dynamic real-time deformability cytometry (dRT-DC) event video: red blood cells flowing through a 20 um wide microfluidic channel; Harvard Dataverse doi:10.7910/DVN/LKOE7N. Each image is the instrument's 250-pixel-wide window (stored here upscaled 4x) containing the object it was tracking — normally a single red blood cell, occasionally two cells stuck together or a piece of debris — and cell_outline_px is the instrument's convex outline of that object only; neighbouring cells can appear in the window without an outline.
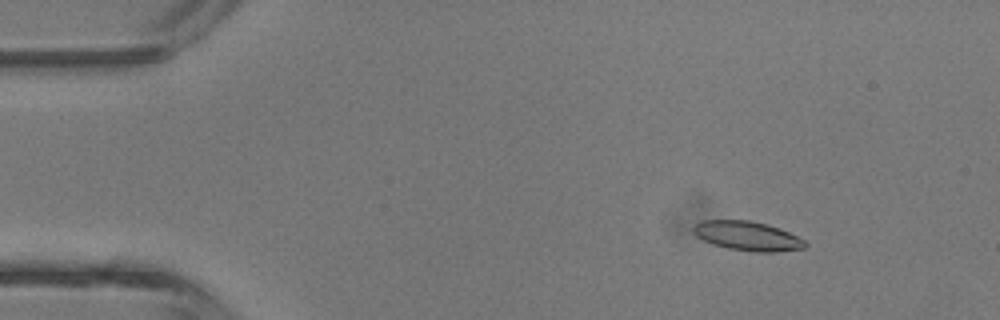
{"species": "common noctule bat (a hibernating species)", "species_latin": "Nyctalus noctula", "temperature_condition": "room temperature", "stored_images_in_passage": 17, "camera_frame_rate_fps": 3000, "um_per_image_px": 0.085, "animal": {"sex": "male", "body_mass_g": 13.3}, "frame": {"image": 1, "passage_image": 6, "time_ms": 1.667, "image_size_px": [1000, 320], "cell_outline_px": [[808, 244], [804, 248], [776, 252], [756, 252], [728, 248], [712, 244], [696, 236], [692, 232], [692, 228], [700, 220], [748, 220], [768, 224], [780, 228], [804, 240]], "centroid_in_image_um": [63.52, 20.05], "position_along_channel_um": 21.5, "area_um2": 19.13}}
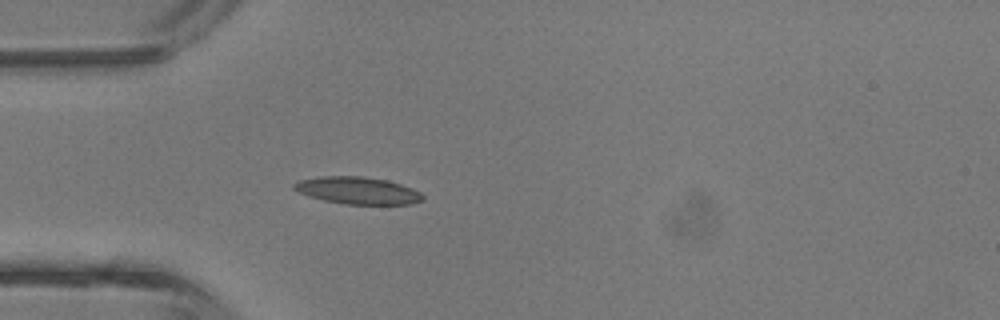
{"frame": {"image": 2, "passage_image": 13, "time_ms": 4.0, "image_size_px": [1000, 320], "cell_outline_px": [[424, 200], [412, 204], [344, 204], [324, 200], [308, 196], [292, 188], [292, 184], [300, 180], [320, 176], [364, 176], [388, 180], [412, 188], [420, 192], [424, 196]], "centroid_in_image_um": [30.41, 16.19], "position_along_channel_um": 54.6, "area_um2": 20.46}}
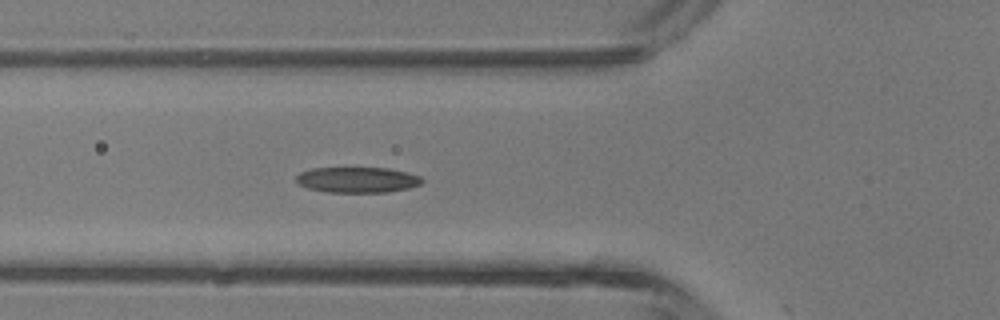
{"frame": {"image": 3, "passage_image": 16, "time_ms": 5.0, "image_size_px": [1000, 320], "cell_outline_px": [[424, 180], [420, 184], [408, 188], [388, 192], [328, 192], [308, 188], [296, 184], [296, 176], [300, 172], [312, 168], [388, 168], [408, 172], [420, 176]], "centroid_in_image_um": [30.36, 15.28], "position_along_channel_um": 95.4, "area_um2": 18.84}}